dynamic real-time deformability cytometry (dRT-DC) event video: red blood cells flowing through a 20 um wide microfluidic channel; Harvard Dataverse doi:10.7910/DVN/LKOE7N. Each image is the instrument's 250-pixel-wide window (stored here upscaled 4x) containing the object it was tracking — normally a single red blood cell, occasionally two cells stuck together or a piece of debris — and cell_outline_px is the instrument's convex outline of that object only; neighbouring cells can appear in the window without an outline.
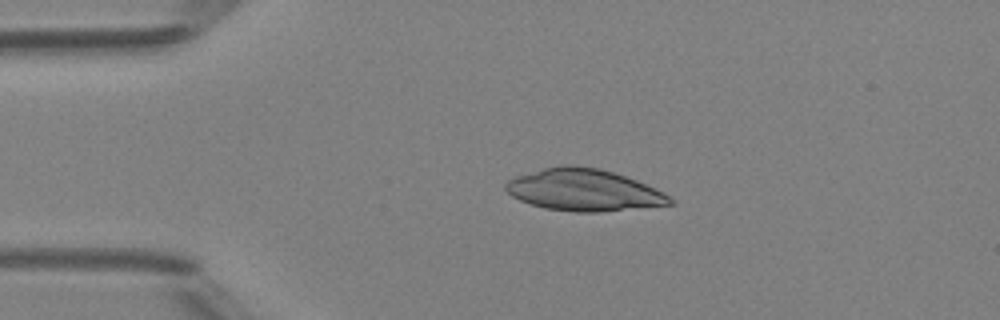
{"species": "Egyptian fruit bat (a non-hibernating species)", "species_latin": "Rousettus aegyptiacus", "temperature_condition": "room temperature", "stored_images_in_passage": 39, "camera_frame_rate_fps": 3000, "um_per_image_px": 0.085, "animal": {"sex": "female"}, "frame": {"image": 1, "passage_image": 1, "time_ms": 0.0, "image_size_px": [1000, 320], "cell_outline_px": [[676, 204], [600, 212], [576, 212], [544, 208], [520, 200], [512, 196], [504, 188], [504, 184], [508, 180], [516, 176], [544, 168], [560, 164], [572, 164], [600, 168], [636, 180], [664, 192], [676, 200]], "centroid_in_image_um": [49.64, 16.15], "position_along_channel_um": 35.4, "area_um2": 40.23}}
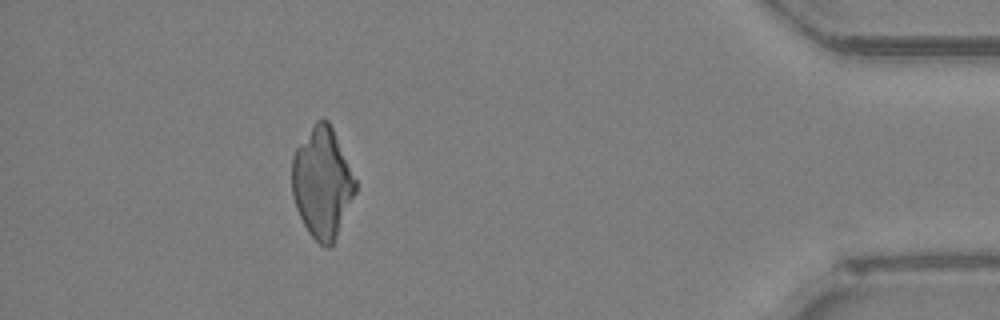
{"frame": {"image": 2, "passage_image": 34, "time_ms": 11.0, "image_size_px": [1000, 320], "cell_outline_px": [[356, 192], [332, 244], [328, 248], [324, 248], [308, 232], [296, 208], [292, 196], [292, 156], [296, 148], [316, 120], [328, 120], [332, 128], [356, 180]], "centroid_in_image_um": [27.37, 15.54], "position_along_channel_um": 407.8, "area_um2": 40.29}}